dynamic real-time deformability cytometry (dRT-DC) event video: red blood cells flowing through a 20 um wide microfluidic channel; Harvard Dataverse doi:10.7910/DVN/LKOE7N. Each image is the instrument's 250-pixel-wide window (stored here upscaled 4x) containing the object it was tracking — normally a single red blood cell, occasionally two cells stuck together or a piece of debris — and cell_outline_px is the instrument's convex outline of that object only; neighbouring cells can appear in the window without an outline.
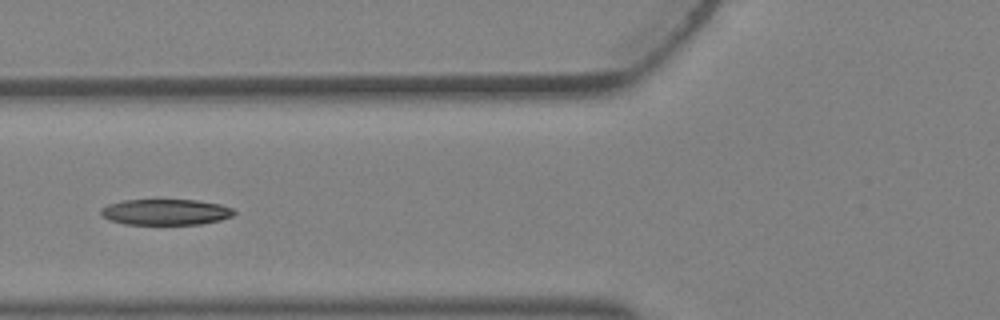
{"species": "Egyptian fruit bat (a non-hibernating species)", "species_latin": "Rousettus aegyptiacus", "temperature_condition": "warm", "stored_images_in_passage": 6, "camera_frame_rate_fps": 3000, "um_per_image_px": 0.085, "animal": {"sex": "female"}, "frame": {"image": 1, "passage_image": 6, "time_ms": 1.667, "image_size_px": [1000, 320], "cell_outline_px": [[236, 212], [232, 216], [220, 220], [200, 224], [124, 224], [108, 220], [100, 212], [100, 208], [108, 204], [124, 200], [156, 196], [196, 200], [220, 204], [232, 208]], "centroid_in_image_um": [14.04, 17.96], "position_along_channel_um": 111.8, "area_um2": 21.1}}